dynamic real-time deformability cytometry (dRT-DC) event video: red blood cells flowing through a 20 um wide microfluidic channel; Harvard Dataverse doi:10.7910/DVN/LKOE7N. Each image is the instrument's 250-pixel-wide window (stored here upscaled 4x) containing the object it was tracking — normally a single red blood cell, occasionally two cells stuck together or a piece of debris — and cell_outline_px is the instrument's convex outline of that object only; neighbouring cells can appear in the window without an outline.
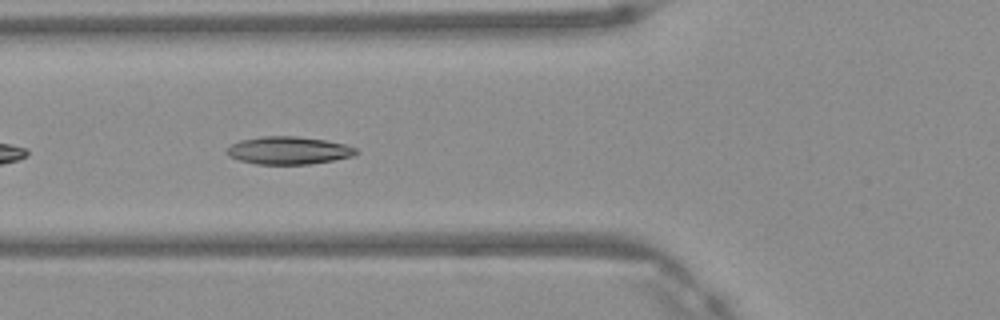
{"species": "Egyptian fruit bat (a non-hibernating species)", "species_latin": "Rousettus aegyptiacus", "temperature_condition": "warm", "stored_images_in_passage": 7, "camera_frame_rate_fps": 3000, "um_per_image_px": 0.085, "frame": {"image": 1, "passage_image": 5, "time_ms": 1.333, "image_size_px": [1000, 320], "cell_outline_px": [[360, 152], [352, 156], [332, 160], [308, 164], [256, 164], [240, 160], [228, 156], [224, 152], [224, 148], [240, 140], [264, 136], [296, 136], [324, 140], [344, 144], [356, 148]], "centroid_in_image_um": [24.48, 12.78], "position_along_channel_um": 101.3, "area_um2": 20.87}}